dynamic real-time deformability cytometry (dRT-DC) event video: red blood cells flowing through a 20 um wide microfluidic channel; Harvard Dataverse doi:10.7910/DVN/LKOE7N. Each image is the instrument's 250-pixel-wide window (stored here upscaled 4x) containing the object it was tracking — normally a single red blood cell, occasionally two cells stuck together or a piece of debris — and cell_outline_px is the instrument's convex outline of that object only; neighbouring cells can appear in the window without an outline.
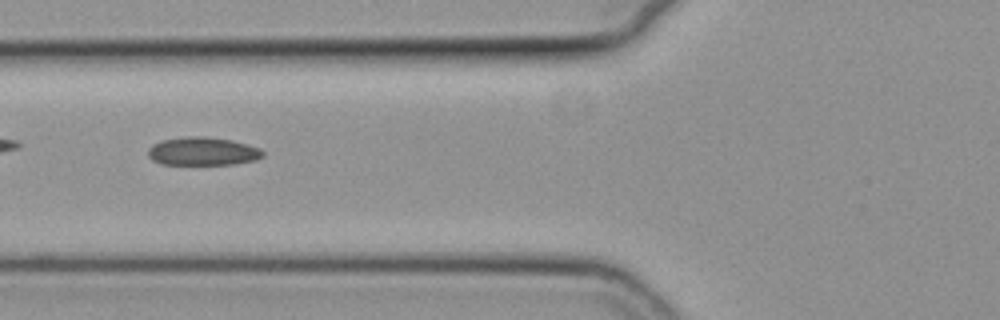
{"species": "common noctule bat (a hibernating species)", "species_latin": "Nyctalus noctula", "temperature_condition": "cold", "stored_images_in_passage": 47, "camera_frame_rate_fps": 3000, "um_per_image_px": 0.085, "animal": {"sex": "female", "body_mass_g": 19.3, "forearm_length_mm": 54.1}, "frame": {"image": 1, "passage_image": 14, "time_ms": 4.333, "image_size_px": [1000, 320], "cell_outline_px": [[264, 156], [256, 160], [236, 164], [160, 164], [152, 160], [148, 156], [148, 148], [152, 144], [160, 140], [188, 136], [204, 136], [232, 140], [260, 148], [264, 152]], "centroid_in_image_um": [17.22, 12.86], "position_along_channel_um": 108.6, "area_um2": 19.07}}
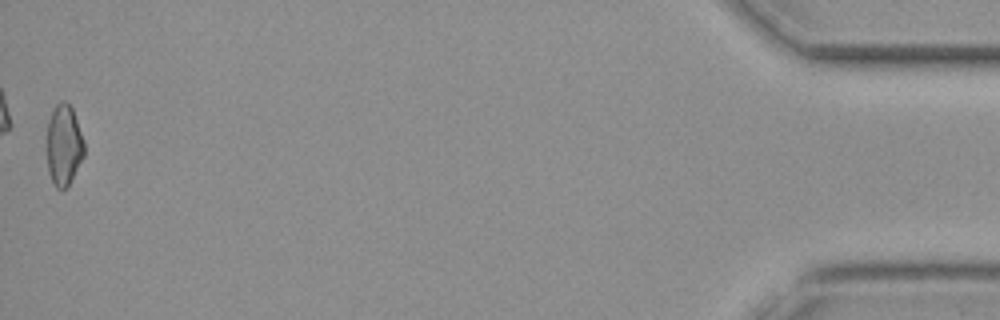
{"frame": {"image": 2, "passage_image": 47, "time_ms": 15.333, "image_size_px": [1000, 320], "cell_outline_px": [[84, 156], [68, 188], [56, 188], [48, 172], [48, 120], [56, 104], [60, 100], [64, 100], [72, 108], [84, 140]], "centroid_in_image_um": [5.44, 12.34], "position_along_channel_um": 429.8, "area_um2": 17.51}, "authors_computed_cell_mechanics": {"area_um2": 18.4382, "velocity_mm_per_s": 3.7954, "shape_relaxation_time_tau1_ms": null, "shape_relaxation_time_tau2_ms": 4.6883, "deformation_change_tau1": null, "deformation_change_tau2": 0.0733}}